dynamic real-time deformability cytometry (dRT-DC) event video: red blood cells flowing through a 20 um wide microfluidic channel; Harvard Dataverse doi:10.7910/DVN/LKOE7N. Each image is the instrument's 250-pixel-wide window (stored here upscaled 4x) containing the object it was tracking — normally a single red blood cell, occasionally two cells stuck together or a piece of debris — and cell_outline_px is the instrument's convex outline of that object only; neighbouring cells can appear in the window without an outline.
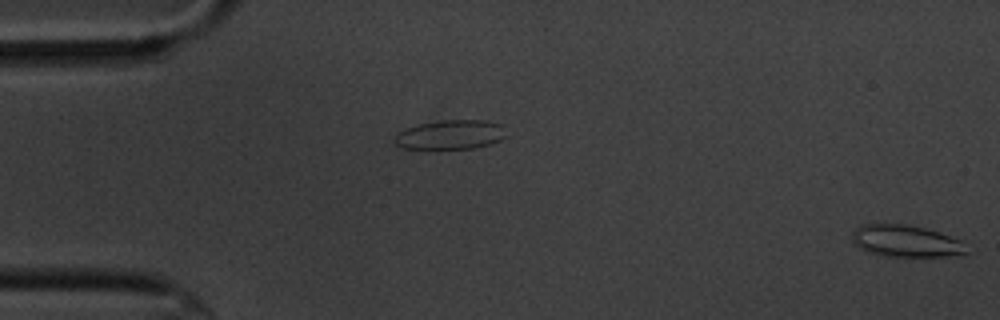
{"species": "common noctule bat (a hibernating species)", "species_latin": "Nyctalus noctula", "temperature_condition": "cold", "stored_images_in_passage": 14, "segment_of_instrument_passage": [2, 2], "camera_frame_rate_fps": 3000, "um_per_image_px": 0.085, "animal": {"sex": "male", "body_mass_g": 20.1, "forearm_length_mm": 53.5}, "frame": {"image": 1, "passage_image": 14, "time_ms": 4.333, "image_size_px": [1000, 320], "cell_outline_px": [[968, 252], [964, 256], [884, 256], [868, 252], [860, 248], [852, 240], [852, 232], [860, 224], [904, 224], [924, 228], [940, 232], [960, 240]], "centroid_in_image_um": [77.0, 20.49], "position_along_channel_um": 8.0, "area_um2": 21.27}}